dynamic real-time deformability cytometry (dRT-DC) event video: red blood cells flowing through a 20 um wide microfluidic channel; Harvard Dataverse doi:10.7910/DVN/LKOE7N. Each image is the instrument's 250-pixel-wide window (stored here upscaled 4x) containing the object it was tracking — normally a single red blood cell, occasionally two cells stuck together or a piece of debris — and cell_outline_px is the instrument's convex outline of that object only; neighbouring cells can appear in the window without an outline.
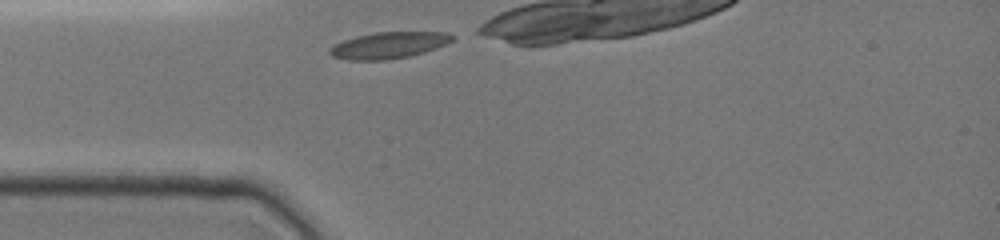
{"species": "common noctule bat (a hibernating species)", "species_latin": "Nyctalus noctula", "temperature_condition": "cold", "stored_images_in_passage": 10, "camera_frame_rate_fps": 3000, "um_per_image_px": 0.085, "animal": {"sex": "female", "body_mass_g": 19.0, "forearm_length_mm": 51.5}, "frame": {"image": 1, "passage_image": 1, "time_ms": 0.0, "image_size_px": [1000, 240], "cell_outline_px": [[456, 36], [452, 40], [436, 48], [424, 52], [408, 56], [388, 60], [348, 60], [332, 56], [328, 52], [328, 48], [344, 40], [356, 36], [376, 32], [448, 32]], "centroid_in_image_um": [33.03, 3.84], "position_along_channel_um": 52.0, "area_um2": 18.84}}